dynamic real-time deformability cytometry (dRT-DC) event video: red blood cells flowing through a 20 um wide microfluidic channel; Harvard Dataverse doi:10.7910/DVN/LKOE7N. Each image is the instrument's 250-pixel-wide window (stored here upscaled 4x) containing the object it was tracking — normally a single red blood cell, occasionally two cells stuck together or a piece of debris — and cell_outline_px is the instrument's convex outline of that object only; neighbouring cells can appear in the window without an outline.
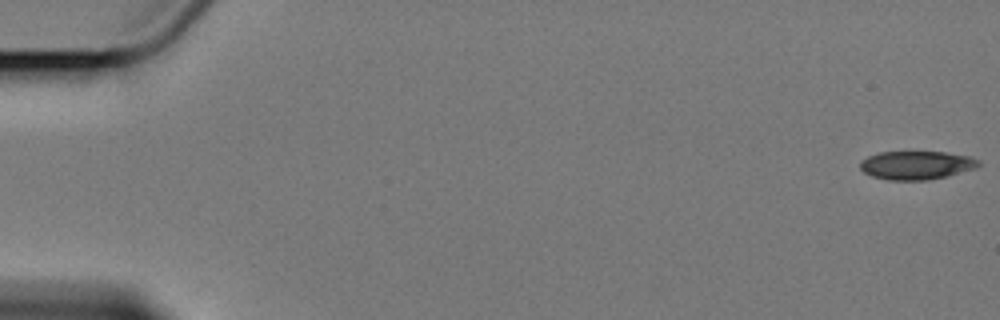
{"species": "Egyptian fruit bat (a non-hibernating species)", "species_latin": "Rousettus aegyptiacus", "temperature_condition": "cold", "stored_images_in_passage": 5, "camera_frame_rate_fps": 3000, "um_per_image_px": 0.085, "animal": {"sex": "female"}, "frame": {"image": 1, "passage_image": 1, "time_ms": 0.0, "image_size_px": [1000, 320], "cell_outline_px": [[980, 164], [976, 168], [928, 180], [888, 180], [872, 176], [864, 172], [860, 168], [860, 160], [868, 156], [880, 152], [944, 152], [968, 156], [980, 160]], "centroid_in_image_um": [77.87, 14.04], "position_along_channel_um": 7.1, "area_um2": 19.54}}
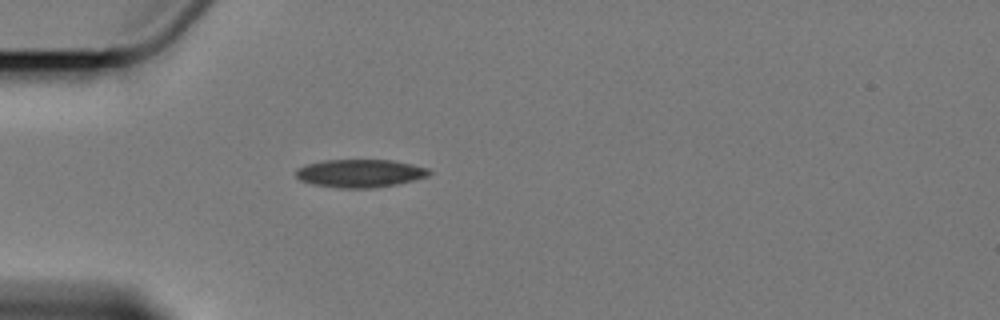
{"frame": {"image": 2, "passage_image": 5, "time_ms": 5.667, "image_size_px": [1000, 320], "cell_outline_px": [[432, 172], [428, 176], [396, 184], [372, 188], [336, 188], [312, 184], [300, 180], [296, 176], [296, 172], [300, 168], [308, 164], [324, 160], [392, 160], [412, 164], [428, 168]], "centroid_in_image_um": [30.62, 14.73], "position_along_channel_um": 54.4, "area_um2": 21.62}}